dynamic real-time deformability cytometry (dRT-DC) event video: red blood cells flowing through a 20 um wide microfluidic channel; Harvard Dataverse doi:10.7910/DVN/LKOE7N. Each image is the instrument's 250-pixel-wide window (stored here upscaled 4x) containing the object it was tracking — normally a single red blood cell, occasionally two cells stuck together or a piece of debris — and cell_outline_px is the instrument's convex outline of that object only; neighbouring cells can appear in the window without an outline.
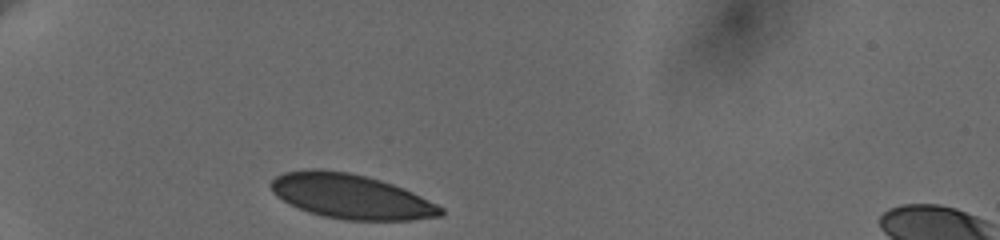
{"species": "human", "species_latin": "Homo sapiens", "temperature_condition": "cold", "stored_images_in_passage": 33, "camera_frame_rate_fps": 3000, "um_per_image_px": 0.085, "donor": {"sex": "female"}, "frame": {"image": 1, "passage_image": 1, "time_ms": 0.0, "image_size_px": [1000, 240], "cell_outline_px": [[444, 216], [412, 220], [344, 220], [324, 216], [308, 212], [288, 204], [276, 196], [272, 192], [268, 184], [276, 176], [284, 172], [312, 168], [348, 172], [380, 180], [404, 188], [444, 208]], "centroid_in_image_um": [29.8, 16.7], "position_along_channel_um": 55.2, "area_um2": 44.27}}
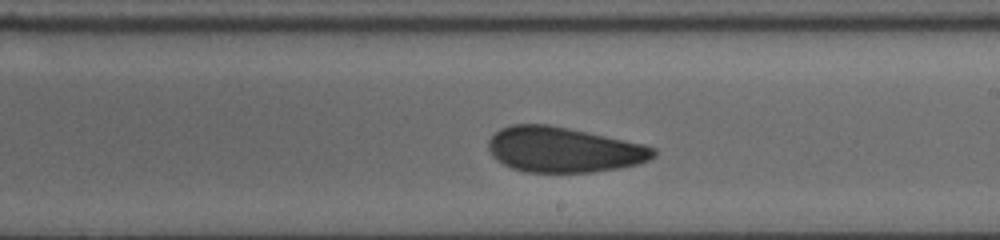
{"frame": {"image": 2, "passage_image": 19, "time_ms": 6.0, "image_size_px": [1000, 240], "cell_outline_px": [[656, 156], [648, 160], [636, 164], [620, 168], [592, 172], [524, 172], [512, 168], [496, 160], [492, 156], [488, 148], [488, 140], [500, 128], [512, 124], [548, 124], [568, 128], [644, 144], [656, 148]], "centroid_in_image_um": [47.89, 12.72], "position_along_channel_um": 241.1, "area_um2": 43.58}}
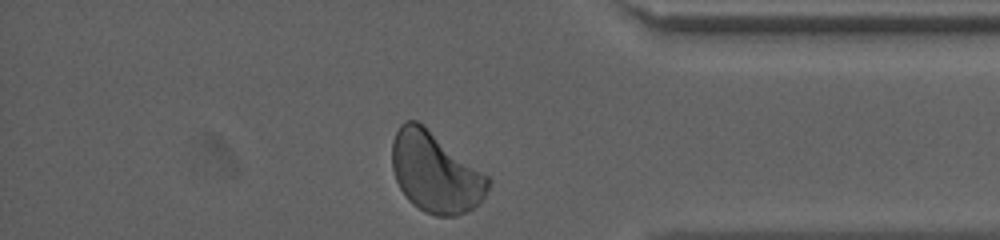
{"frame": {"image": 3, "passage_image": 33, "time_ms": 10.667, "image_size_px": [1000, 240], "cell_outline_px": [[492, 180], [484, 196], [468, 212], [456, 216], [436, 216], [424, 212], [412, 204], [408, 200], [400, 188], [396, 180], [392, 168], [392, 140], [400, 124], [404, 120], [416, 120], [488, 176]], "centroid_in_image_um": [36.97, 14.68], "position_along_channel_um": 398.2, "area_um2": 44.51}, "authors_computed_cell_mechanics": {"area_um2": 44.2748, "velocity_mm_per_s": 3.6051, "shape_relaxation_time_tau1_ms": 5.9148, "shape_relaxation_time_tau2_ms": 2.6851, "deformation_change_tau1": 0.0963, "deformation_change_tau2": 0.0496}}